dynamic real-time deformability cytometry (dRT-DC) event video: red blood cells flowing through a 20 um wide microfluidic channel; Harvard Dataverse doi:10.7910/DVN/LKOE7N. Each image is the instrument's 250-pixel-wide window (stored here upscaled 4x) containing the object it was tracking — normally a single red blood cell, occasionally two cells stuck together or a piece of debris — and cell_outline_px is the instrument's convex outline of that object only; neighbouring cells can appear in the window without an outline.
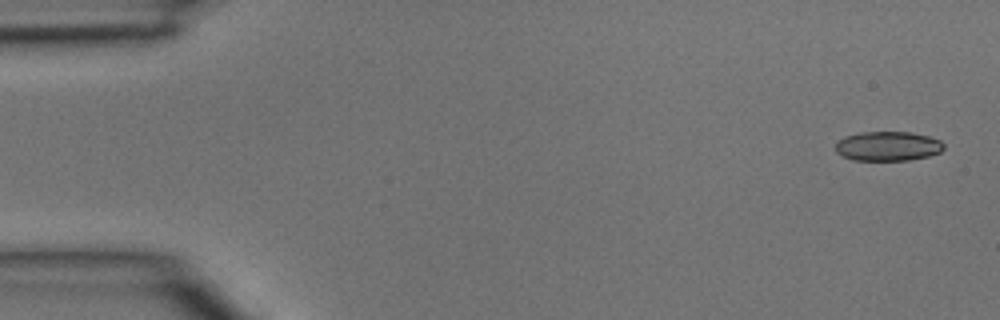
{"species": "common noctule bat (a hibernating species)", "species_latin": "Nyctalus noctula", "temperature_condition": "room temperature", "stored_images_in_passage": 4, "camera_frame_rate_fps": 3000, "um_per_image_px": 0.085, "animal": {"sex": "male", "body_mass_g": 15.6}, "frame": {"image": 1, "passage_image": 1, "time_ms": 0.0, "image_size_px": [1000, 320], "cell_outline_px": [[944, 148], [940, 152], [928, 156], [908, 160], [852, 160], [836, 152], [836, 144], [844, 136], [860, 132], [912, 132], [928, 136], [940, 140], [944, 144]], "centroid_in_image_um": [75.48, 12.42], "position_along_channel_um": 9.5, "area_um2": 18.55}}
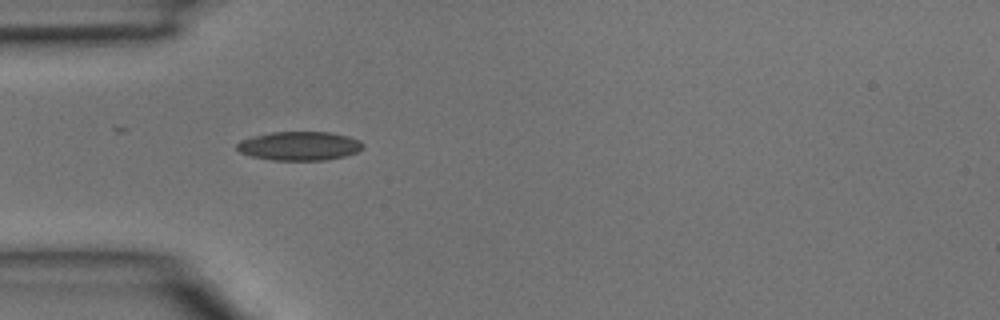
{"frame": {"image": 2, "passage_image": 4, "time_ms": 1.0, "image_size_px": [1000, 320], "cell_outline_px": [[364, 148], [356, 152], [344, 156], [324, 160], [272, 160], [252, 156], [240, 152], [236, 148], [236, 144], [240, 140], [252, 136], [272, 132], [332, 132], [348, 136], [360, 140], [364, 144]], "centroid_in_image_um": [25.45, 12.4], "position_along_channel_um": 59.5, "area_um2": 21.27}}